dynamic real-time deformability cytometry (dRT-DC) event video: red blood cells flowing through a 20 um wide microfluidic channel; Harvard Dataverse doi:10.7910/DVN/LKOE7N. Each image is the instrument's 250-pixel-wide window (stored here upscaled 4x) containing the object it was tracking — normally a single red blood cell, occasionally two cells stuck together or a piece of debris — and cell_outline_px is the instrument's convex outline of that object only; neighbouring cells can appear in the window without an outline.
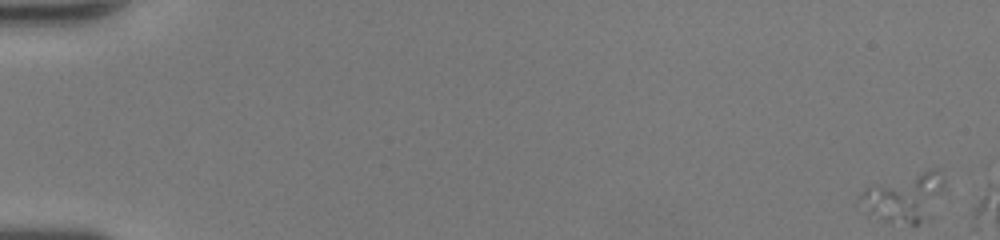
{"species": "human", "species_latin": "Homo sapiens", "temperature_condition": "room temperature", "stored_images_in_passage": 3, "camera_frame_rate_fps": 3000, "um_per_image_px": 0.085, "donor": {"sex": "female"}, "frame": {"image": 1, "passage_image": 1, "time_ms": 0.0, "image_size_px": [1000, 240], "cell_outline_px": [[944, 192], [920, 220], [916, 224], [912, 224], [884, 220], [868, 212], [856, 200], [856, 196], [864, 188], [876, 184], [932, 168], [940, 168], [944, 180]], "centroid_in_image_um": [76.83, 16.7], "position_along_channel_um": 8.2, "area_um2": 23.18}}